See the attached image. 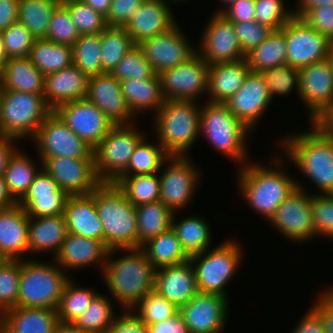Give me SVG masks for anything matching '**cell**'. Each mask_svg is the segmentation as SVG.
<instances>
[{"label":"cell","instance_id":"6da1fadb","mask_svg":"<svg viewBox=\"0 0 333 333\" xmlns=\"http://www.w3.org/2000/svg\"><path fill=\"white\" fill-rule=\"evenodd\" d=\"M280 156L281 154L271 157L273 162L268 163L269 166L249 161L237 168L238 193L253 211L267 221L275 214L278 206L297 189L296 177L292 178V174H288L286 168H283L286 167L285 161Z\"/></svg>","mask_w":333,"mask_h":333},{"label":"cell","instance_id":"7a4b0ae2","mask_svg":"<svg viewBox=\"0 0 333 333\" xmlns=\"http://www.w3.org/2000/svg\"><path fill=\"white\" fill-rule=\"evenodd\" d=\"M121 251L126 255L112 256ZM100 274L110 295L123 310L132 309L155 288L156 268L140 248L110 249Z\"/></svg>","mask_w":333,"mask_h":333},{"label":"cell","instance_id":"3957f363","mask_svg":"<svg viewBox=\"0 0 333 333\" xmlns=\"http://www.w3.org/2000/svg\"><path fill=\"white\" fill-rule=\"evenodd\" d=\"M309 124V131L282 138L279 150L320 189L318 194H333V137L318 124Z\"/></svg>","mask_w":333,"mask_h":333},{"label":"cell","instance_id":"277c9868","mask_svg":"<svg viewBox=\"0 0 333 333\" xmlns=\"http://www.w3.org/2000/svg\"><path fill=\"white\" fill-rule=\"evenodd\" d=\"M104 228V243L109 249L138 248L135 206L113 182H102L90 193Z\"/></svg>","mask_w":333,"mask_h":333},{"label":"cell","instance_id":"5b68a950","mask_svg":"<svg viewBox=\"0 0 333 333\" xmlns=\"http://www.w3.org/2000/svg\"><path fill=\"white\" fill-rule=\"evenodd\" d=\"M200 101L165 100L152 117L157 141L170 156H189L200 137Z\"/></svg>","mask_w":333,"mask_h":333},{"label":"cell","instance_id":"8992f818","mask_svg":"<svg viewBox=\"0 0 333 333\" xmlns=\"http://www.w3.org/2000/svg\"><path fill=\"white\" fill-rule=\"evenodd\" d=\"M200 105V136L233 160L236 166L238 164L237 167L249 162L246 141L252 131L233 115L225 103L207 101Z\"/></svg>","mask_w":333,"mask_h":333},{"label":"cell","instance_id":"52a82bcc","mask_svg":"<svg viewBox=\"0 0 333 333\" xmlns=\"http://www.w3.org/2000/svg\"><path fill=\"white\" fill-rule=\"evenodd\" d=\"M51 262L30 258L21 260L19 307L57 309L71 276L53 259Z\"/></svg>","mask_w":333,"mask_h":333},{"label":"cell","instance_id":"ba28073f","mask_svg":"<svg viewBox=\"0 0 333 333\" xmlns=\"http://www.w3.org/2000/svg\"><path fill=\"white\" fill-rule=\"evenodd\" d=\"M53 112L43 94L3 90L0 105V136L17 141L34 137Z\"/></svg>","mask_w":333,"mask_h":333},{"label":"cell","instance_id":"9c48e42d","mask_svg":"<svg viewBox=\"0 0 333 333\" xmlns=\"http://www.w3.org/2000/svg\"><path fill=\"white\" fill-rule=\"evenodd\" d=\"M239 241H224L217 247L189 257L193 266L198 292L213 293L229 298L225 286L239 270L243 249Z\"/></svg>","mask_w":333,"mask_h":333},{"label":"cell","instance_id":"30bf717a","mask_svg":"<svg viewBox=\"0 0 333 333\" xmlns=\"http://www.w3.org/2000/svg\"><path fill=\"white\" fill-rule=\"evenodd\" d=\"M135 123L114 125L93 149L95 170L101 182H114L126 169L136 145L145 136Z\"/></svg>","mask_w":333,"mask_h":333},{"label":"cell","instance_id":"8fae6325","mask_svg":"<svg viewBox=\"0 0 333 333\" xmlns=\"http://www.w3.org/2000/svg\"><path fill=\"white\" fill-rule=\"evenodd\" d=\"M190 158V156H170L159 172L160 201L173 213L178 214L180 210L189 206L201 182L203 172Z\"/></svg>","mask_w":333,"mask_h":333},{"label":"cell","instance_id":"7c38bea8","mask_svg":"<svg viewBox=\"0 0 333 333\" xmlns=\"http://www.w3.org/2000/svg\"><path fill=\"white\" fill-rule=\"evenodd\" d=\"M297 189L293 191L276 209L269 220L286 240L303 243L316 237L311 209V195L302 183L296 181Z\"/></svg>","mask_w":333,"mask_h":333},{"label":"cell","instance_id":"4fadbf2b","mask_svg":"<svg viewBox=\"0 0 333 333\" xmlns=\"http://www.w3.org/2000/svg\"><path fill=\"white\" fill-rule=\"evenodd\" d=\"M32 140L39 162L50 157L94 158L93 149L69 129L54 111L43 121Z\"/></svg>","mask_w":333,"mask_h":333},{"label":"cell","instance_id":"5bb4252c","mask_svg":"<svg viewBox=\"0 0 333 333\" xmlns=\"http://www.w3.org/2000/svg\"><path fill=\"white\" fill-rule=\"evenodd\" d=\"M208 69L209 64L196 52L186 62L159 73L165 100L203 99L202 95H207Z\"/></svg>","mask_w":333,"mask_h":333},{"label":"cell","instance_id":"9a60e30c","mask_svg":"<svg viewBox=\"0 0 333 333\" xmlns=\"http://www.w3.org/2000/svg\"><path fill=\"white\" fill-rule=\"evenodd\" d=\"M287 45V64L302 68L328 58L332 41L293 16L280 28Z\"/></svg>","mask_w":333,"mask_h":333},{"label":"cell","instance_id":"2e32d148","mask_svg":"<svg viewBox=\"0 0 333 333\" xmlns=\"http://www.w3.org/2000/svg\"><path fill=\"white\" fill-rule=\"evenodd\" d=\"M299 93L309 113L310 123L319 118L333 105V70L328 59L299 68Z\"/></svg>","mask_w":333,"mask_h":333},{"label":"cell","instance_id":"e0dca14e","mask_svg":"<svg viewBox=\"0 0 333 333\" xmlns=\"http://www.w3.org/2000/svg\"><path fill=\"white\" fill-rule=\"evenodd\" d=\"M40 162L42 169L69 196L90 194L102 183L96 174L94 158L50 157Z\"/></svg>","mask_w":333,"mask_h":333},{"label":"cell","instance_id":"ac0fdd59","mask_svg":"<svg viewBox=\"0 0 333 333\" xmlns=\"http://www.w3.org/2000/svg\"><path fill=\"white\" fill-rule=\"evenodd\" d=\"M178 25L137 45L157 74L186 62L197 52Z\"/></svg>","mask_w":333,"mask_h":333},{"label":"cell","instance_id":"d6986e66","mask_svg":"<svg viewBox=\"0 0 333 333\" xmlns=\"http://www.w3.org/2000/svg\"><path fill=\"white\" fill-rule=\"evenodd\" d=\"M54 112L80 139L94 149L114 124L87 99L58 106Z\"/></svg>","mask_w":333,"mask_h":333},{"label":"cell","instance_id":"ffe728a7","mask_svg":"<svg viewBox=\"0 0 333 333\" xmlns=\"http://www.w3.org/2000/svg\"><path fill=\"white\" fill-rule=\"evenodd\" d=\"M230 301L223 295L198 292L179 308L189 333L224 332Z\"/></svg>","mask_w":333,"mask_h":333},{"label":"cell","instance_id":"44dd1931","mask_svg":"<svg viewBox=\"0 0 333 333\" xmlns=\"http://www.w3.org/2000/svg\"><path fill=\"white\" fill-rule=\"evenodd\" d=\"M204 30L197 53L209 65L245 59L233 22L223 14L213 12Z\"/></svg>","mask_w":333,"mask_h":333},{"label":"cell","instance_id":"7402d4cb","mask_svg":"<svg viewBox=\"0 0 333 333\" xmlns=\"http://www.w3.org/2000/svg\"><path fill=\"white\" fill-rule=\"evenodd\" d=\"M271 101L272 97L261 73L250 71L241 88L225 104L233 115L253 132Z\"/></svg>","mask_w":333,"mask_h":333},{"label":"cell","instance_id":"603a6c76","mask_svg":"<svg viewBox=\"0 0 333 333\" xmlns=\"http://www.w3.org/2000/svg\"><path fill=\"white\" fill-rule=\"evenodd\" d=\"M86 99L104 113L114 125L136 123L135 116L123 95L121 81L111 73L105 72L89 77Z\"/></svg>","mask_w":333,"mask_h":333},{"label":"cell","instance_id":"cb8c5ba5","mask_svg":"<svg viewBox=\"0 0 333 333\" xmlns=\"http://www.w3.org/2000/svg\"><path fill=\"white\" fill-rule=\"evenodd\" d=\"M68 197L58 183L41 169L18 204L28 217L56 216L64 213Z\"/></svg>","mask_w":333,"mask_h":333},{"label":"cell","instance_id":"d4e9b609","mask_svg":"<svg viewBox=\"0 0 333 333\" xmlns=\"http://www.w3.org/2000/svg\"><path fill=\"white\" fill-rule=\"evenodd\" d=\"M109 250L101 240L68 233L52 259L66 272H76L85 267L92 268L96 264L102 273Z\"/></svg>","mask_w":333,"mask_h":333},{"label":"cell","instance_id":"484cf974","mask_svg":"<svg viewBox=\"0 0 333 333\" xmlns=\"http://www.w3.org/2000/svg\"><path fill=\"white\" fill-rule=\"evenodd\" d=\"M168 1L145 0L138 10L132 13L124 28L136 45L144 39L167 32L177 24L170 7L172 0Z\"/></svg>","mask_w":333,"mask_h":333},{"label":"cell","instance_id":"4316f807","mask_svg":"<svg viewBox=\"0 0 333 333\" xmlns=\"http://www.w3.org/2000/svg\"><path fill=\"white\" fill-rule=\"evenodd\" d=\"M154 290L178 308L198 293L190 261L156 269Z\"/></svg>","mask_w":333,"mask_h":333},{"label":"cell","instance_id":"83f0119b","mask_svg":"<svg viewBox=\"0 0 333 333\" xmlns=\"http://www.w3.org/2000/svg\"><path fill=\"white\" fill-rule=\"evenodd\" d=\"M88 79L89 77L74 64L45 75V102L54 111L64 103L86 99Z\"/></svg>","mask_w":333,"mask_h":333},{"label":"cell","instance_id":"f1b7e54d","mask_svg":"<svg viewBox=\"0 0 333 333\" xmlns=\"http://www.w3.org/2000/svg\"><path fill=\"white\" fill-rule=\"evenodd\" d=\"M29 217L15 205L0 209V252L8 260H24L28 256Z\"/></svg>","mask_w":333,"mask_h":333},{"label":"cell","instance_id":"f546056e","mask_svg":"<svg viewBox=\"0 0 333 333\" xmlns=\"http://www.w3.org/2000/svg\"><path fill=\"white\" fill-rule=\"evenodd\" d=\"M63 215L68 233L104 242V228L91 194L69 196Z\"/></svg>","mask_w":333,"mask_h":333},{"label":"cell","instance_id":"4dcf8cb0","mask_svg":"<svg viewBox=\"0 0 333 333\" xmlns=\"http://www.w3.org/2000/svg\"><path fill=\"white\" fill-rule=\"evenodd\" d=\"M59 323L57 310L13 307L0 316V333H53Z\"/></svg>","mask_w":333,"mask_h":333},{"label":"cell","instance_id":"1f68e13d","mask_svg":"<svg viewBox=\"0 0 333 333\" xmlns=\"http://www.w3.org/2000/svg\"><path fill=\"white\" fill-rule=\"evenodd\" d=\"M250 72L246 59L209 65L207 96L209 102L225 103L242 86Z\"/></svg>","mask_w":333,"mask_h":333},{"label":"cell","instance_id":"d6a6232c","mask_svg":"<svg viewBox=\"0 0 333 333\" xmlns=\"http://www.w3.org/2000/svg\"><path fill=\"white\" fill-rule=\"evenodd\" d=\"M68 235L64 215L29 217L28 250L29 254L49 252L55 256Z\"/></svg>","mask_w":333,"mask_h":333},{"label":"cell","instance_id":"836d02e7","mask_svg":"<svg viewBox=\"0 0 333 333\" xmlns=\"http://www.w3.org/2000/svg\"><path fill=\"white\" fill-rule=\"evenodd\" d=\"M121 87L130 111L137 117L150 111L155 114L165 101L158 74L146 79L121 81Z\"/></svg>","mask_w":333,"mask_h":333},{"label":"cell","instance_id":"e575fe53","mask_svg":"<svg viewBox=\"0 0 333 333\" xmlns=\"http://www.w3.org/2000/svg\"><path fill=\"white\" fill-rule=\"evenodd\" d=\"M45 75L28 57L9 58L3 65V89L43 94Z\"/></svg>","mask_w":333,"mask_h":333},{"label":"cell","instance_id":"d590c367","mask_svg":"<svg viewBox=\"0 0 333 333\" xmlns=\"http://www.w3.org/2000/svg\"><path fill=\"white\" fill-rule=\"evenodd\" d=\"M176 213H173L171 220V228L176 233L182 249L190 257L194 254L204 252L210 248L212 243V233L207 219L198 215H192L179 219H175Z\"/></svg>","mask_w":333,"mask_h":333},{"label":"cell","instance_id":"8d00e7d4","mask_svg":"<svg viewBox=\"0 0 333 333\" xmlns=\"http://www.w3.org/2000/svg\"><path fill=\"white\" fill-rule=\"evenodd\" d=\"M140 249L156 269L181 264L189 260V256L182 249L180 241L171 227L158 236L147 240Z\"/></svg>","mask_w":333,"mask_h":333},{"label":"cell","instance_id":"74e56055","mask_svg":"<svg viewBox=\"0 0 333 333\" xmlns=\"http://www.w3.org/2000/svg\"><path fill=\"white\" fill-rule=\"evenodd\" d=\"M28 156L25 151L18 148L10 157L3 173L7 189L17 203L27 193L30 184L42 169V163L38 169L36 161L34 162L33 158Z\"/></svg>","mask_w":333,"mask_h":333},{"label":"cell","instance_id":"f35d334b","mask_svg":"<svg viewBox=\"0 0 333 333\" xmlns=\"http://www.w3.org/2000/svg\"><path fill=\"white\" fill-rule=\"evenodd\" d=\"M250 71L260 73L287 64V45L281 29L273 32L256 48L245 55Z\"/></svg>","mask_w":333,"mask_h":333},{"label":"cell","instance_id":"ab89813d","mask_svg":"<svg viewBox=\"0 0 333 333\" xmlns=\"http://www.w3.org/2000/svg\"><path fill=\"white\" fill-rule=\"evenodd\" d=\"M28 58L44 75L73 65L70 45L54 43L45 38L34 41Z\"/></svg>","mask_w":333,"mask_h":333},{"label":"cell","instance_id":"60d3db41","mask_svg":"<svg viewBox=\"0 0 333 333\" xmlns=\"http://www.w3.org/2000/svg\"><path fill=\"white\" fill-rule=\"evenodd\" d=\"M138 225V248L147 240L171 227L173 212L160 200L135 207Z\"/></svg>","mask_w":333,"mask_h":333},{"label":"cell","instance_id":"b9f144b4","mask_svg":"<svg viewBox=\"0 0 333 333\" xmlns=\"http://www.w3.org/2000/svg\"><path fill=\"white\" fill-rule=\"evenodd\" d=\"M113 183H116L135 207L160 200L159 173L120 175Z\"/></svg>","mask_w":333,"mask_h":333},{"label":"cell","instance_id":"7bdbcfd3","mask_svg":"<svg viewBox=\"0 0 333 333\" xmlns=\"http://www.w3.org/2000/svg\"><path fill=\"white\" fill-rule=\"evenodd\" d=\"M57 0H19L17 22L24 25L36 39H46L52 12Z\"/></svg>","mask_w":333,"mask_h":333},{"label":"cell","instance_id":"ee69618b","mask_svg":"<svg viewBox=\"0 0 333 333\" xmlns=\"http://www.w3.org/2000/svg\"><path fill=\"white\" fill-rule=\"evenodd\" d=\"M102 73H111L124 56L136 46L124 27L107 26L100 32Z\"/></svg>","mask_w":333,"mask_h":333},{"label":"cell","instance_id":"f6af8a7d","mask_svg":"<svg viewBox=\"0 0 333 333\" xmlns=\"http://www.w3.org/2000/svg\"><path fill=\"white\" fill-rule=\"evenodd\" d=\"M144 136L136 145L127 169L121 175L154 174L161 171L163 163L170 157L157 141L151 143Z\"/></svg>","mask_w":333,"mask_h":333},{"label":"cell","instance_id":"bcb514c9","mask_svg":"<svg viewBox=\"0 0 333 333\" xmlns=\"http://www.w3.org/2000/svg\"><path fill=\"white\" fill-rule=\"evenodd\" d=\"M105 294L98 293L89 307L72 324L87 333H107L116 316L114 302Z\"/></svg>","mask_w":333,"mask_h":333},{"label":"cell","instance_id":"7dc6e473","mask_svg":"<svg viewBox=\"0 0 333 333\" xmlns=\"http://www.w3.org/2000/svg\"><path fill=\"white\" fill-rule=\"evenodd\" d=\"M74 282L76 281L72 278L67 282L56 309L61 323H72L89 307L93 298L99 293Z\"/></svg>","mask_w":333,"mask_h":333},{"label":"cell","instance_id":"c3c4849f","mask_svg":"<svg viewBox=\"0 0 333 333\" xmlns=\"http://www.w3.org/2000/svg\"><path fill=\"white\" fill-rule=\"evenodd\" d=\"M73 64L88 77L102 74L99 34H82L71 46Z\"/></svg>","mask_w":333,"mask_h":333},{"label":"cell","instance_id":"681fc988","mask_svg":"<svg viewBox=\"0 0 333 333\" xmlns=\"http://www.w3.org/2000/svg\"><path fill=\"white\" fill-rule=\"evenodd\" d=\"M131 310L148 326L170 319L179 308L155 290L147 293Z\"/></svg>","mask_w":333,"mask_h":333},{"label":"cell","instance_id":"f907efd6","mask_svg":"<svg viewBox=\"0 0 333 333\" xmlns=\"http://www.w3.org/2000/svg\"><path fill=\"white\" fill-rule=\"evenodd\" d=\"M260 73L266 82L272 100L278 95H290L293 90L297 94L299 93L300 79L298 68L285 64L272 67Z\"/></svg>","mask_w":333,"mask_h":333},{"label":"cell","instance_id":"816d5d0a","mask_svg":"<svg viewBox=\"0 0 333 333\" xmlns=\"http://www.w3.org/2000/svg\"><path fill=\"white\" fill-rule=\"evenodd\" d=\"M21 260H6L0 266V313L18 307Z\"/></svg>","mask_w":333,"mask_h":333},{"label":"cell","instance_id":"f5cc1de1","mask_svg":"<svg viewBox=\"0 0 333 333\" xmlns=\"http://www.w3.org/2000/svg\"><path fill=\"white\" fill-rule=\"evenodd\" d=\"M111 74L118 80L146 79L157 73L145 59L142 50L136 45L117 64Z\"/></svg>","mask_w":333,"mask_h":333},{"label":"cell","instance_id":"db71d44e","mask_svg":"<svg viewBox=\"0 0 333 333\" xmlns=\"http://www.w3.org/2000/svg\"><path fill=\"white\" fill-rule=\"evenodd\" d=\"M79 36L68 8L65 5H57L52 12L46 39L54 43L72 46Z\"/></svg>","mask_w":333,"mask_h":333},{"label":"cell","instance_id":"11a10c76","mask_svg":"<svg viewBox=\"0 0 333 333\" xmlns=\"http://www.w3.org/2000/svg\"><path fill=\"white\" fill-rule=\"evenodd\" d=\"M80 35L99 34L106 27V19L101 13L92 9L83 1L65 5Z\"/></svg>","mask_w":333,"mask_h":333},{"label":"cell","instance_id":"9f6ffc18","mask_svg":"<svg viewBox=\"0 0 333 333\" xmlns=\"http://www.w3.org/2000/svg\"><path fill=\"white\" fill-rule=\"evenodd\" d=\"M286 7L284 0H255V20L279 30L294 16L293 10Z\"/></svg>","mask_w":333,"mask_h":333},{"label":"cell","instance_id":"6f0895ef","mask_svg":"<svg viewBox=\"0 0 333 333\" xmlns=\"http://www.w3.org/2000/svg\"><path fill=\"white\" fill-rule=\"evenodd\" d=\"M0 33L8 58L28 57L36 38L24 25L16 22Z\"/></svg>","mask_w":333,"mask_h":333},{"label":"cell","instance_id":"680465c9","mask_svg":"<svg viewBox=\"0 0 333 333\" xmlns=\"http://www.w3.org/2000/svg\"><path fill=\"white\" fill-rule=\"evenodd\" d=\"M316 237L333 238V194H311Z\"/></svg>","mask_w":333,"mask_h":333},{"label":"cell","instance_id":"91938a15","mask_svg":"<svg viewBox=\"0 0 333 333\" xmlns=\"http://www.w3.org/2000/svg\"><path fill=\"white\" fill-rule=\"evenodd\" d=\"M233 27L244 55L258 47L273 32L272 28L256 20L233 22Z\"/></svg>","mask_w":333,"mask_h":333},{"label":"cell","instance_id":"94428289","mask_svg":"<svg viewBox=\"0 0 333 333\" xmlns=\"http://www.w3.org/2000/svg\"><path fill=\"white\" fill-rule=\"evenodd\" d=\"M309 27L333 41V5L319 6L305 12L301 17Z\"/></svg>","mask_w":333,"mask_h":333},{"label":"cell","instance_id":"6125c7cd","mask_svg":"<svg viewBox=\"0 0 333 333\" xmlns=\"http://www.w3.org/2000/svg\"><path fill=\"white\" fill-rule=\"evenodd\" d=\"M145 0H112L105 17L107 26L124 27Z\"/></svg>","mask_w":333,"mask_h":333},{"label":"cell","instance_id":"be15d7a7","mask_svg":"<svg viewBox=\"0 0 333 333\" xmlns=\"http://www.w3.org/2000/svg\"><path fill=\"white\" fill-rule=\"evenodd\" d=\"M107 333H149L148 326L131 309L115 316Z\"/></svg>","mask_w":333,"mask_h":333},{"label":"cell","instance_id":"e7e4bbea","mask_svg":"<svg viewBox=\"0 0 333 333\" xmlns=\"http://www.w3.org/2000/svg\"><path fill=\"white\" fill-rule=\"evenodd\" d=\"M320 292L311 306L321 315L325 333H333V288Z\"/></svg>","mask_w":333,"mask_h":333},{"label":"cell","instance_id":"03108f58","mask_svg":"<svg viewBox=\"0 0 333 333\" xmlns=\"http://www.w3.org/2000/svg\"><path fill=\"white\" fill-rule=\"evenodd\" d=\"M222 14L231 22L253 21L255 20V0H238Z\"/></svg>","mask_w":333,"mask_h":333},{"label":"cell","instance_id":"003e7915","mask_svg":"<svg viewBox=\"0 0 333 333\" xmlns=\"http://www.w3.org/2000/svg\"><path fill=\"white\" fill-rule=\"evenodd\" d=\"M292 330L291 333H325L322 317L312 306Z\"/></svg>","mask_w":333,"mask_h":333},{"label":"cell","instance_id":"a7ac6f4b","mask_svg":"<svg viewBox=\"0 0 333 333\" xmlns=\"http://www.w3.org/2000/svg\"><path fill=\"white\" fill-rule=\"evenodd\" d=\"M149 333H189L180 313L162 322L148 325Z\"/></svg>","mask_w":333,"mask_h":333},{"label":"cell","instance_id":"89a4df30","mask_svg":"<svg viewBox=\"0 0 333 333\" xmlns=\"http://www.w3.org/2000/svg\"><path fill=\"white\" fill-rule=\"evenodd\" d=\"M19 0H0V32L17 22Z\"/></svg>","mask_w":333,"mask_h":333},{"label":"cell","instance_id":"2644e50d","mask_svg":"<svg viewBox=\"0 0 333 333\" xmlns=\"http://www.w3.org/2000/svg\"><path fill=\"white\" fill-rule=\"evenodd\" d=\"M16 142L19 141L0 136V175H3L10 157L18 149V146H15L18 145Z\"/></svg>","mask_w":333,"mask_h":333},{"label":"cell","instance_id":"8c879c8a","mask_svg":"<svg viewBox=\"0 0 333 333\" xmlns=\"http://www.w3.org/2000/svg\"><path fill=\"white\" fill-rule=\"evenodd\" d=\"M333 5V0H298L295 10L293 9V15L300 18L305 12L310 9L319 6H331Z\"/></svg>","mask_w":333,"mask_h":333},{"label":"cell","instance_id":"753ad0ef","mask_svg":"<svg viewBox=\"0 0 333 333\" xmlns=\"http://www.w3.org/2000/svg\"><path fill=\"white\" fill-rule=\"evenodd\" d=\"M16 203L7 189L3 175H0V209L11 207Z\"/></svg>","mask_w":333,"mask_h":333},{"label":"cell","instance_id":"34e18365","mask_svg":"<svg viewBox=\"0 0 333 333\" xmlns=\"http://www.w3.org/2000/svg\"><path fill=\"white\" fill-rule=\"evenodd\" d=\"M316 124L333 137V105L318 119Z\"/></svg>","mask_w":333,"mask_h":333},{"label":"cell","instance_id":"11e5206c","mask_svg":"<svg viewBox=\"0 0 333 333\" xmlns=\"http://www.w3.org/2000/svg\"><path fill=\"white\" fill-rule=\"evenodd\" d=\"M85 4L89 5L95 11L107 16L112 0H82Z\"/></svg>","mask_w":333,"mask_h":333},{"label":"cell","instance_id":"2a66077c","mask_svg":"<svg viewBox=\"0 0 333 333\" xmlns=\"http://www.w3.org/2000/svg\"><path fill=\"white\" fill-rule=\"evenodd\" d=\"M53 333H87L77 327H75L72 323H61L59 322Z\"/></svg>","mask_w":333,"mask_h":333},{"label":"cell","instance_id":"b9fcfbb0","mask_svg":"<svg viewBox=\"0 0 333 333\" xmlns=\"http://www.w3.org/2000/svg\"><path fill=\"white\" fill-rule=\"evenodd\" d=\"M8 59L0 33V64L4 65Z\"/></svg>","mask_w":333,"mask_h":333},{"label":"cell","instance_id":"09005b40","mask_svg":"<svg viewBox=\"0 0 333 333\" xmlns=\"http://www.w3.org/2000/svg\"><path fill=\"white\" fill-rule=\"evenodd\" d=\"M238 0H219V2H222L224 5H221L220 9L218 8V10L214 11V13H219V14H222L231 4L237 2ZM224 6V7H222Z\"/></svg>","mask_w":333,"mask_h":333},{"label":"cell","instance_id":"979ff035","mask_svg":"<svg viewBox=\"0 0 333 333\" xmlns=\"http://www.w3.org/2000/svg\"><path fill=\"white\" fill-rule=\"evenodd\" d=\"M329 61H330V64L332 66V70H333V41L331 43V47H330V50H329V54H328V58H327Z\"/></svg>","mask_w":333,"mask_h":333},{"label":"cell","instance_id":"deb4b68c","mask_svg":"<svg viewBox=\"0 0 333 333\" xmlns=\"http://www.w3.org/2000/svg\"><path fill=\"white\" fill-rule=\"evenodd\" d=\"M79 1H82V0H57L58 5H67L69 3L79 2Z\"/></svg>","mask_w":333,"mask_h":333},{"label":"cell","instance_id":"67dfc351","mask_svg":"<svg viewBox=\"0 0 333 333\" xmlns=\"http://www.w3.org/2000/svg\"><path fill=\"white\" fill-rule=\"evenodd\" d=\"M3 81V65L0 64V85H2Z\"/></svg>","mask_w":333,"mask_h":333},{"label":"cell","instance_id":"b62a3aed","mask_svg":"<svg viewBox=\"0 0 333 333\" xmlns=\"http://www.w3.org/2000/svg\"><path fill=\"white\" fill-rule=\"evenodd\" d=\"M7 260V258L0 252V266Z\"/></svg>","mask_w":333,"mask_h":333},{"label":"cell","instance_id":"603ad722","mask_svg":"<svg viewBox=\"0 0 333 333\" xmlns=\"http://www.w3.org/2000/svg\"><path fill=\"white\" fill-rule=\"evenodd\" d=\"M3 85H0V105H1V99H2V94H3Z\"/></svg>","mask_w":333,"mask_h":333},{"label":"cell","instance_id":"5803f987","mask_svg":"<svg viewBox=\"0 0 333 333\" xmlns=\"http://www.w3.org/2000/svg\"><path fill=\"white\" fill-rule=\"evenodd\" d=\"M184 1H186V0H172V3L174 2V4H175V3H177V2L180 3V2H184Z\"/></svg>","mask_w":333,"mask_h":333}]
</instances>
